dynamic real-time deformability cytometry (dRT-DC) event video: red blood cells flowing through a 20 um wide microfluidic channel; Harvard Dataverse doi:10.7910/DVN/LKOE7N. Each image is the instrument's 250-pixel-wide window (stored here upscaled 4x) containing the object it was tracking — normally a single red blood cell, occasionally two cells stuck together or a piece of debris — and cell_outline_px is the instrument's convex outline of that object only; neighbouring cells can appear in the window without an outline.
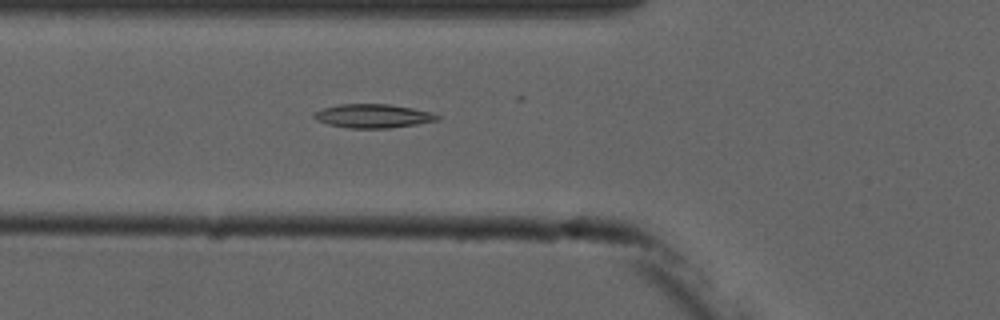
{"species": "common noctule bat (a hibernating species)", "species_latin": "Nyctalus noctula", "temperature_condition": "cold", "stored_images_in_passage": 6, "camera_frame_rate_fps": 3000, "um_per_image_px": 0.085, "animal": {"sex": "male", "forearm_length_mm": 52.5}, "frame": {"image": 1, "passage_image": 6, "time_ms": 5.667, "image_size_px": [1000, 320], "cell_outline_px": [[440, 120], [416, 124], [388, 128], [352, 128], [328, 124], [316, 120], [312, 116], [312, 112], [324, 108], [340, 104], [388, 104], [412, 108], [432, 112], [440, 116]], "centroid_in_image_um": [31.7, 9.85], "position_along_channel_um": 94.1, "area_um2": 17.05}}